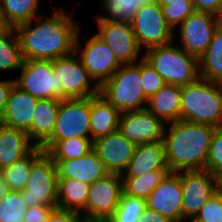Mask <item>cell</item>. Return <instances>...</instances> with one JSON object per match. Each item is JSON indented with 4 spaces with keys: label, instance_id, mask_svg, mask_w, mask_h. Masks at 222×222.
<instances>
[{
    "label": "cell",
    "instance_id": "6da1fadb",
    "mask_svg": "<svg viewBox=\"0 0 222 222\" xmlns=\"http://www.w3.org/2000/svg\"><path fill=\"white\" fill-rule=\"evenodd\" d=\"M67 12L64 8H55L51 16L40 15L14 28L24 60H54L74 52L81 26L73 19V12Z\"/></svg>",
    "mask_w": 222,
    "mask_h": 222
},
{
    "label": "cell",
    "instance_id": "7a4b0ae2",
    "mask_svg": "<svg viewBox=\"0 0 222 222\" xmlns=\"http://www.w3.org/2000/svg\"><path fill=\"white\" fill-rule=\"evenodd\" d=\"M215 126L177 120L164 129L162 143L170 172L204 170Z\"/></svg>",
    "mask_w": 222,
    "mask_h": 222
},
{
    "label": "cell",
    "instance_id": "3957f363",
    "mask_svg": "<svg viewBox=\"0 0 222 222\" xmlns=\"http://www.w3.org/2000/svg\"><path fill=\"white\" fill-rule=\"evenodd\" d=\"M180 120L222 126V84L198 78L181 86Z\"/></svg>",
    "mask_w": 222,
    "mask_h": 222
},
{
    "label": "cell",
    "instance_id": "277c9868",
    "mask_svg": "<svg viewBox=\"0 0 222 222\" xmlns=\"http://www.w3.org/2000/svg\"><path fill=\"white\" fill-rule=\"evenodd\" d=\"M143 59L157 71L166 84L185 86L199 78L198 59L174 42L144 51Z\"/></svg>",
    "mask_w": 222,
    "mask_h": 222
},
{
    "label": "cell",
    "instance_id": "5b68a950",
    "mask_svg": "<svg viewBox=\"0 0 222 222\" xmlns=\"http://www.w3.org/2000/svg\"><path fill=\"white\" fill-rule=\"evenodd\" d=\"M101 94L121 113L147 106L140 79V61L122 66L99 87Z\"/></svg>",
    "mask_w": 222,
    "mask_h": 222
},
{
    "label": "cell",
    "instance_id": "8992f818",
    "mask_svg": "<svg viewBox=\"0 0 222 222\" xmlns=\"http://www.w3.org/2000/svg\"><path fill=\"white\" fill-rule=\"evenodd\" d=\"M28 208L37 205L57 206L58 176L51 157L42 152L33 162L26 187L20 191Z\"/></svg>",
    "mask_w": 222,
    "mask_h": 222
},
{
    "label": "cell",
    "instance_id": "52a82bcc",
    "mask_svg": "<svg viewBox=\"0 0 222 222\" xmlns=\"http://www.w3.org/2000/svg\"><path fill=\"white\" fill-rule=\"evenodd\" d=\"M15 85L38 99H62V81L54 73L52 60H24Z\"/></svg>",
    "mask_w": 222,
    "mask_h": 222
},
{
    "label": "cell",
    "instance_id": "ba28073f",
    "mask_svg": "<svg viewBox=\"0 0 222 222\" xmlns=\"http://www.w3.org/2000/svg\"><path fill=\"white\" fill-rule=\"evenodd\" d=\"M131 24L142 50L164 46L174 41V30L165 21L162 7L155 0L144 4L135 13Z\"/></svg>",
    "mask_w": 222,
    "mask_h": 222
},
{
    "label": "cell",
    "instance_id": "9c48e42d",
    "mask_svg": "<svg viewBox=\"0 0 222 222\" xmlns=\"http://www.w3.org/2000/svg\"><path fill=\"white\" fill-rule=\"evenodd\" d=\"M80 30L81 27L75 38L74 52L87 69L89 76L100 87L122 64L109 46L96 33L88 38L86 44L82 47Z\"/></svg>",
    "mask_w": 222,
    "mask_h": 222
},
{
    "label": "cell",
    "instance_id": "30bf717a",
    "mask_svg": "<svg viewBox=\"0 0 222 222\" xmlns=\"http://www.w3.org/2000/svg\"><path fill=\"white\" fill-rule=\"evenodd\" d=\"M221 23L222 19L214 14L195 11L177 26L179 33L174 31L173 42L178 38L179 47L199 60Z\"/></svg>",
    "mask_w": 222,
    "mask_h": 222
},
{
    "label": "cell",
    "instance_id": "8fae6325",
    "mask_svg": "<svg viewBox=\"0 0 222 222\" xmlns=\"http://www.w3.org/2000/svg\"><path fill=\"white\" fill-rule=\"evenodd\" d=\"M52 66L62 81V99H84L99 94V86L89 76L75 52L52 60Z\"/></svg>",
    "mask_w": 222,
    "mask_h": 222
},
{
    "label": "cell",
    "instance_id": "7c38bea8",
    "mask_svg": "<svg viewBox=\"0 0 222 222\" xmlns=\"http://www.w3.org/2000/svg\"><path fill=\"white\" fill-rule=\"evenodd\" d=\"M77 137L91 138L90 97L60 100L55 129L46 142H59Z\"/></svg>",
    "mask_w": 222,
    "mask_h": 222
},
{
    "label": "cell",
    "instance_id": "4fadbf2b",
    "mask_svg": "<svg viewBox=\"0 0 222 222\" xmlns=\"http://www.w3.org/2000/svg\"><path fill=\"white\" fill-rule=\"evenodd\" d=\"M123 193L121 174L109 173L90 185L86 222H106L115 212Z\"/></svg>",
    "mask_w": 222,
    "mask_h": 222
},
{
    "label": "cell",
    "instance_id": "5bb4252c",
    "mask_svg": "<svg viewBox=\"0 0 222 222\" xmlns=\"http://www.w3.org/2000/svg\"><path fill=\"white\" fill-rule=\"evenodd\" d=\"M182 221L195 218L201 207L222 186L208 170L181 171Z\"/></svg>",
    "mask_w": 222,
    "mask_h": 222
},
{
    "label": "cell",
    "instance_id": "9a60e30c",
    "mask_svg": "<svg viewBox=\"0 0 222 222\" xmlns=\"http://www.w3.org/2000/svg\"><path fill=\"white\" fill-rule=\"evenodd\" d=\"M97 35L109 46L121 64H132L143 59L130 22L96 21Z\"/></svg>",
    "mask_w": 222,
    "mask_h": 222
},
{
    "label": "cell",
    "instance_id": "2e32d148",
    "mask_svg": "<svg viewBox=\"0 0 222 222\" xmlns=\"http://www.w3.org/2000/svg\"><path fill=\"white\" fill-rule=\"evenodd\" d=\"M166 124L146 108L120 114L118 130L136 145L162 141Z\"/></svg>",
    "mask_w": 222,
    "mask_h": 222
},
{
    "label": "cell",
    "instance_id": "e0dca14e",
    "mask_svg": "<svg viewBox=\"0 0 222 222\" xmlns=\"http://www.w3.org/2000/svg\"><path fill=\"white\" fill-rule=\"evenodd\" d=\"M136 144L119 130L93 141V150L109 173L123 174L132 159Z\"/></svg>",
    "mask_w": 222,
    "mask_h": 222
},
{
    "label": "cell",
    "instance_id": "ac0fdd59",
    "mask_svg": "<svg viewBox=\"0 0 222 222\" xmlns=\"http://www.w3.org/2000/svg\"><path fill=\"white\" fill-rule=\"evenodd\" d=\"M146 206L173 222L182 221L181 171L169 172L146 198Z\"/></svg>",
    "mask_w": 222,
    "mask_h": 222
},
{
    "label": "cell",
    "instance_id": "d6986e66",
    "mask_svg": "<svg viewBox=\"0 0 222 222\" xmlns=\"http://www.w3.org/2000/svg\"><path fill=\"white\" fill-rule=\"evenodd\" d=\"M58 179H74L88 184L105 177L109 172L92 149L76 159H52Z\"/></svg>",
    "mask_w": 222,
    "mask_h": 222
},
{
    "label": "cell",
    "instance_id": "ffe728a7",
    "mask_svg": "<svg viewBox=\"0 0 222 222\" xmlns=\"http://www.w3.org/2000/svg\"><path fill=\"white\" fill-rule=\"evenodd\" d=\"M40 99L13 85L7 100L1 124L8 128L28 131L33 122V113Z\"/></svg>",
    "mask_w": 222,
    "mask_h": 222
},
{
    "label": "cell",
    "instance_id": "44dd1931",
    "mask_svg": "<svg viewBox=\"0 0 222 222\" xmlns=\"http://www.w3.org/2000/svg\"><path fill=\"white\" fill-rule=\"evenodd\" d=\"M154 170H169L162 141L137 145L121 177H137Z\"/></svg>",
    "mask_w": 222,
    "mask_h": 222
},
{
    "label": "cell",
    "instance_id": "7402d4cb",
    "mask_svg": "<svg viewBox=\"0 0 222 222\" xmlns=\"http://www.w3.org/2000/svg\"><path fill=\"white\" fill-rule=\"evenodd\" d=\"M37 146L21 129L0 127V170L28 156Z\"/></svg>",
    "mask_w": 222,
    "mask_h": 222
},
{
    "label": "cell",
    "instance_id": "603a6c76",
    "mask_svg": "<svg viewBox=\"0 0 222 222\" xmlns=\"http://www.w3.org/2000/svg\"><path fill=\"white\" fill-rule=\"evenodd\" d=\"M121 112L101 94L90 97V136L91 140L118 130Z\"/></svg>",
    "mask_w": 222,
    "mask_h": 222
},
{
    "label": "cell",
    "instance_id": "cb8c5ba5",
    "mask_svg": "<svg viewBox=\"0 0 222 222\" xmlns=\"http://www.w3.org/2000/svg\"><path fill=\"white\" fill-rule=\"evenodd\" d=\"M60 100L40 99L33 113L31 128L27 131L30 140L41 147L54 132Z\"/></svg>",
    "mask_w": 222,
    "mask_h": 222
},
{
    "label": "cell",
    "instance_id": "d4e9b609",
    "mask_svg": "<svg viewBox=\"0 0 222 222\" xmlns=\"http://www.w3.org/2000/svg\"><path fill=\"white\" fill-rule=\"evenodd\" d=\"M146 109L165 124L180 120L181 86L165 84L148 99Z\"/></svg>",
    "mask_w": 222,
    "mask_h": 222
},
{
    "label": "cell",
    "instance_id": "484cf974",
    "mask_svg": "<svg viewBox=\"0 0 222 222\" xmlns=\"http://www.w3.org/2000/svg\"><path fill=\"white\" fill-rule=\"evenodd\" d=\"M90 184L74 179H58V208L80 213L86 222Z\"/></svg>",
    "mask_w": 222,
    "mask_h": 222
},
{
    "label": "cell",
    "instance_id": "4316f807",
    "mask_svg": "<svg viewBox=\"0 0 222 222\" xmlns=\"http://www.w3.org/2000/svg\"><path fill=\"white\" fill-rule=\"evenodd\" d=\"M198 63L199 78L222 84V23L216 29L211 43Z\"/></svg>",
    "mask_w": 222,
    "mask_h": 222
},
{
    "label": "cell",
    "instance_id": "83f0119b",
    "mask_svg": "<svg viewBox=\"0 0 222 222\" xmlns=\"http://www.w3.org/2000/svg\"><path fill=\"white\" fill-rule=\"evenodd\" d=\"M154 0H100L101 13L95 21L132 22L135 13L144 5Z\"/></svg>",
    "mask_w": 222,
    "mask_h": 222
},
{
    "label": "cell",
    "instance_id": "f1b7e54d",
    "mask_svg": "<svg viewBox=\"0 0 222 222\" xmlns=\"http://www.w3.org/2000/svg\"><path fill=\"white\" fill-rule=\"evenodd\" d=\"M40 0H0V10L5 20L12 27L30 22L41 14Z\"/></svg>",
    "mask_w": 222,
    "mask_h": 222
},
{
    "label": "cell",
    "instance_id": "f546056e",
    "mask_svg": "<svg viewBox=\"0 0 222 222\" xmlns=\"http://www.w3.org/2000/svg\"><path fill=\"white\" fill-rule=\"evenodd\" d=\"M51 159H76L93 149L91 138H71L59 142H45L41 146Z\"/></svg>",
    "mask_w": 222,
    "mask_h": 222
},
{
    "label": "cell",
    "instance_id": "4dcf8cb0",
    "mask_svg": "<svg viewBox=\"0 0 222 222\" xmlns=\"http://www.w3.org/2000/svg\"><path fill=\"white\" fill-rule=\"evenodd\" d=\"M43 152L41 147H36L28 156L15 162L13 165L0 170L8 190L21 191L26 187L31 171L32 162Z\"/></svg>",
    "mask_w": 222,
    "mask_h": 222
},
{
    "label": "cell",
    "instance_id": "1f68e13d",
    "mask_svg": "<svg viewBox=\"0 0 222 222\" xmlns=\"http://www.w3.org/2000/svg\"><path fill=\"white\" fill-rule=\"evenodd\" d=\"M169 170H154L137 177H121L123 194L146 199Z\"/></svg>",
    "mask_w": 222,
    "mask_h": 222
},
{
    "label": "cell",
    "instance_id": "d6a6232c",
    "mask_svg": "<svg viewBox=\"0 0 222 222\" xmlns=\"http://www.w3.org/2000/svg\"><path fill=\"white\" fill-rule=\"evenodd\" d=\"M23 62L20 41L16 30L12 28L0 37V72L19 71Z\"/></svg>",
    "mask_w": 222,
    "mask_h": 222
},
{
    "label": "cell",
    "instance_id": "836d02e7",
    "mask_svg": "<svg viewBox=\"0 0 222 222\" xmlns=\"http://www.w3.org/2000/svg\"><path fill=\"white\" fill-rule=\"evenodd\" d=\"M146 207V199L121 195L114 214L106 222H138Z\"/></svg>",
    "mask_w": 222,
    "mask_h": 222
},
{
    "label": "cell",
    "instance_id": "e575fe53",
    "mask_svg": "<svg viewBox=\"0 0 222 222\" xmlns=\"http://www.w3.org/2000/svg\"><path fill=\"white\" fill-rule=\"evenodd\" d=\"M28 209L20 191L9 190L0 202V222H23Z\"/></svg>",
    "mask_w": 222,
    "mask_h": 222
},
{
    "label": "cell",
    "instance_id": "d590c367",
    "mask_svg": "<svg viewBox=\"0 0 222 222\" xmlns=\"http://www.w3.org/2000/svg\"><path fill=\"white\" fill-rule=\"evenodd\" d=\"M205 170L222 181V126L216 128L213 133L208 150Z\"/></svg>",
    "mask_w": 222,
    "mask_h": 222
},
{
    "label": "cell",
    "instance_id": "8d00e7d4",
    "mask_svg": "<svg viewBox=\"0 0 222 222\" xmlns=\"http://www.w3.org/2000/svg\"><path fill=\"white\" fill-rule=\"evenodd\" d=\"M161 7L165 21L174 31L177 29L176 26L196 11L192 0L175 1Z\"/></svg>",
    "mask_w": 222,
    "mask_h": 222
},
{
    "label": "cell",
    "instance_id": "74e56055",
    "mask_svg": "<svg viewBox=\"0 0 222 222\" xmlns=\"http://www.w3.org/2000/svg\"><path fill=\"white\" fill-rule=\"evenodd\" d=\"M140 79L144 95L148 99L166 84L157 71L144 59L140 60Z\"/></svg>",
    "mask_w": 222,
    "mask_h": 222
},
{
    "label": "cell",
    "instance_id": "f35d334b",
    "mask_svg": "<svg viewBox=\"0 0 222 222\" xmlns=\"http://www.w3.org/2000/svg\"><path fill=\"white\" fill-rule=\"evenodd\" d=\"M195 219L201 222H222V187L201 207Z\"/></svg>",
    "mask_w": 222,
    "mask_h": 222
},
{
    "label": "cell",
    "instance_id": "ab89813d",
    "mask_svg": "<svg viewBox=\"0 0 222 222\" xmlns=\"http://www.w3.org/2000/svg\"><path fill=\"white\" fill-rule=\"evenodd\" d=\"M55 207L51 205H37L29 207L23 217V222H47L51 211Z\"/></svg>",
    "mask_w": 222,
    "mask_h": 222
},
{
    "label": "cell",
    "instance_id": "60d3db41",
    "mask_svg": "<svg viewBox=\"0 0 222 222\" xmlns=\"http://www.w3.org/2000/svg\"><path fill=\"white\" fill-rule=\"evenodd\" d=\"M47 222H85V220L80 213L55 207Z\"/></svg>",
    "mask_w": 222,
    "mask_h": 222
},
{
    "label": "cell",
    "instance_id": "b9f144b4",
    "mask_svg": "<svg viewBox=\"0 0 222 222\" xmlns=\"http://www.w3.org/2000/svg\"><path fill=\"white\" fill-rule=\"evenodd\" d=\"M197 12L214 14L222 19V0H192Z\"/></svg>",
    "mask_w": 222,
    "mask_h": 222
},
{
    "label": "cell",
    "instance_id": "7bdbcfd3",
    "mask_svg": "<svg viewBox=\"0 0 222 222\" xmlns=\"http://www.w3.org/2000/svg\"><path fill=\"white\" fill-rule=\"evenodd\" d=\"M15 84L14 78L1 79L0 78V119L4 115L9 93Z\"/></svg>",
    "mask_w": 222,
    "mask_h": 222
},
{
    "label": "cell",
    "instance_id": "ee69618b",
    "mask_svg": "<svg viewBox=\"0 0 222 222\" xmlns=\"http://www.w3.org/2000/svg\"><path fill=\"white\" fill-rule=\"evenodd\" d=\"M138 222H173V221L170 220L168 217L163 216L161 213L156 212L153 209L146 206Z\"/></svg>",
    "mask_w": 222,
    "mask_h": 222
},
{
    "label": "cell",
    "instance_id": "f6af8a7d",
    "mask_svg": "<svg viewBox=\"0 0 222 222\" xmlns=\"http://www.w3.org/2000/svg\"><path fill=\"white\" fill-rule=\"evenodd\" d=\"M12 27L7 23L2 11L0 10V37L9 32Z\"/></svg>",
    "mask_w": 222,
    "mask_h": 222
},
{
    "label": "cell",
    "instance_id": "bcb514c9",
    "mask_svg": "<svg viewBox=\"0 0 222 222\" xmlns=\"http://www.w3.org/2000/svg\"><path fill=\"white\" fill-rule=\"evenodd\" d=\"M8 191L9 190L7 188V184L3 180L2 175L0 173V202H1V198L4 197Z\"/></svg>",
    "mask_w": 222,
    "mask_h": 222
},
{
    "label": "cell",
    "instance_id": "7dc6e473",
    "mask_svg": "<svg viewBox=\"0 0 222 222\" xmlns=\"http://www.w3.org/2000/svg\"><path fill=\"white\" fill-rule=\"evenodd\" d=\"M160 6L162 5H168L175 1H184V0H155Z\"/></svg>",
    "mask_w": 222,
    "mask_h": 222
},
{
    "label": "cell",
    "instance_id": "c3c4849f",
    "mask_svg": "<svg viewBox=\"0 0 222 222\" xmlns=\"http://www.w3.org/2000/svg\"><path fill=\"white\" fill-rule=\"evenodd\" d=\"M185 222H201V221H199V220H197V219H195V218H189V219H186V220H184Z\"/></svg>",
    "mask_w": 222,
    "mask_h": 222
}]
</instances>
